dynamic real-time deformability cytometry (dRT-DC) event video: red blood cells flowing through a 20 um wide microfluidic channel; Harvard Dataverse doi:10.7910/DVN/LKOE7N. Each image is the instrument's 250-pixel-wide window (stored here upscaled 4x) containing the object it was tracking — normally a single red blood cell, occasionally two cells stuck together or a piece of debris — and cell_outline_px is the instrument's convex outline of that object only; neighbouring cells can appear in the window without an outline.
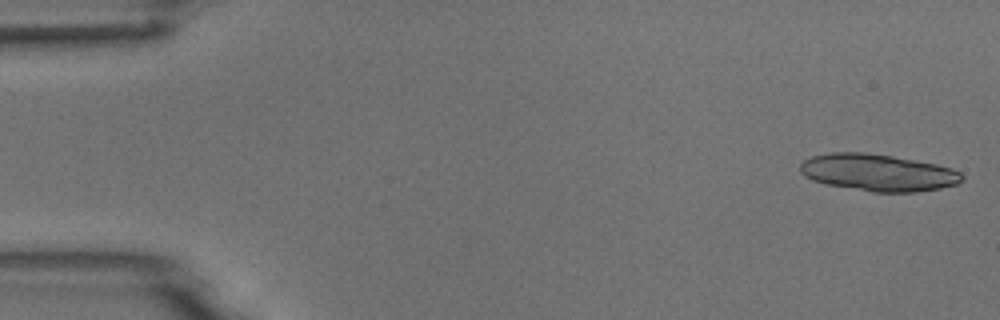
{"species": "common noctule bat (a hibernating species)", "species_latin": "Nyctalus noctula", "temperature_condition": "room temperature", "stored_images_in_passage": 5, "camera_frame_rate_fps": 3000, "um_per_image_px": 0.085, "animal": {"sex": "male", "body_mass_g": 18.8}, "frame": {"image": 1, "passage_image": 1, "time_ms": 0.0, "image_size_px": [1000, 320], "cell_outline_px": [[964, 180], [956, 184], [940, 188], [916, 192], [872, 192], [824, 184], [812, 180], [804, 176], [800, 172], [800, 164], [804, 160], [812, 156], [832, 152], [864, 152], [892, 156], [936, 164], [952, 168], [960, 172], [964, 176]], "centroid_in_image_um": [74.62, 14.67], "position_along_channel_um": 10.4, "area_um2": 35.03}}